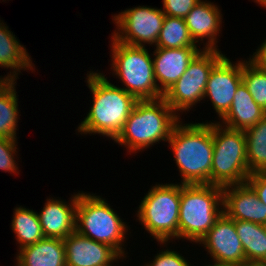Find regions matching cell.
I'll return each mask as SVG.
<instances>
[{
	"mask_svg": "<svg viewBox=\"0 0 266 266\" xmlns=\"http://www.w3.org/2000/svg\"><path fill=\"white\" fill-rule=\"evenodd\" d=\"M86 75V86L93 100L77 132L81 135L99 134L115 140L138 100L123 88L112 84L103 72L90 70Z\"/></svg>",
	"mask_w": 266,
	"mask_h": 266,
	"instance_id": "obj_1",
	"label": "cell"
},
{
	"mask_svg": "<svg viewBox=\"0 0 266 266\" xmlns=\"http://www.w3.org/2000/svg\"><path fill=\"white\" fill-rule=\"evenodd\" d=\"M182 185L210 184L213 160L212 122L183 123L173 128L167 141Z\"/></svg>",
	"mask_w": 266,
	"mask_h": 266,
	"instance_id": "obj_2",
	"label": "cell"
},
{
	"mask_svg": "<svg viewBox=\"0 0 266 266\" xmlns=\"http://www.w3.org/2000/svg\"><path fill=\"white\" fill-rule=\"evenodd\" d=\"M181 120L163 99L138 100L114 143L130 153L144 151L161 141L167 142Z\"/></svg>",
	"mask_w": 266,
	"mask_h": 266,
	"instance_id": "obj_3",
	"label": "cell"
},
{
	"mask_svg": "<svg viewBox=\"0 0 266 266\" xmlns=\"http://www.w3.org/2000/svg\"><path fill=\"white\" fill-rule=\"evenodd\" d=\"M223 213V187L181 184L179 240L198 244Z\"/></svg>",
	"mask_w": 266,
	"mask_h": 266,
	"instance_id": "obj_4",
	"label": "cell"
},
{
	"mask_svg": "<svg viewBox=\"0 0 266 266\" xmlns=\"http://www.w3.org/2000/svg\"><path fill=\"white\" fill-rule=\"evenodd\" d=\"M126 223L102 196L78 192L75 231L89 239L109 245L124 259L127 253L123 246L129 235L128 229L130 230Z\"/></svg>",
	"mask_w": 266,
	"mask_h": 266,
	"instance_id": "obj_5",
	"label": "cell"
},
{
	"mask_svg": "<svg viewBox=\"0 0 266 266\" xmlns=\"http://www.w3.org/2000/svg\"><path fill=\"white\" fill-rule=\"evenodd\" d=\"M111 70L122 88L137 100H156L163 97L154 75L152 54L148 48L131 46L111 35Z\"/></svg>",
	"mask_w": 266,
	"mask_h": 266,
	"instance_id": "obj_6",
	"label": "cell"
},
{
	"mask_svg": "<svg viewBox=\"0 0 266 266\" xmlns=\"http://www.w3.org/2000/svg\"><path fill=\"white\" fill-rule=\"evenodd\" d=\"M180 199V183H156L138 205L136 219L157 242L179 240Z\"/></svg>",
	"mask_w": 266,
	"mask_h": 266,
	"instance_id": "obj_7",
	"label": "cell"
},
{
	"mask_svg": "<svg viewBox=\"0 0 266 266\" xmlns=\"http://www.w3.org/2000/svg\"><path fill=\"white\" fill-rule=\"evenodd\" d=\"M212 120L213 160L210 184L225 187L246 183L250 176L245 131Z\"/></svg>",
	"mask_w": 266,
	"mask_h": 266,
	"instance_id": "obj_8",
	"label": "cell"
},
{
	"mask_svg": "<svg viewBox=\"0 0 266 266\" xmlns=\"http://www.w3.org/2000/svg\"><path fill=\"white\" fill-rule=\"evenodd\" d=\"M218 50H202L189 64L185 73L163 94V99L180 117L201 100L213 66L224 56Z\"/></svg>",
	"mask_w": 266,
	"mask_h": 266,
	"instance_id": "obj_9",
	"label": "cell"
},
{
	"mask_svg": "<svg viewBox=\"0 0 266 266\" xmlns=\"http://www.w3.org/2000/svg\"><path fill=\"white\" fill-rule=\"evenodd\" d=\"M115 15V16H114ZM112 15L116 30L112 36L119 42L146 47L156 45L165 14L162 9L151 6H135Z\"/></svg>",
	"mask_w": 266,
	"mask_h": 266,
	"instance_id": "obj_10",
	"label": "cell"
},
{
	"mask_svg": "<svg viewBox=\"0 0 266 266\" xmlns=\"http://www.w3.org/2000/svg\"><path fill=\"white\" fill-rule=\"evenodd\" d=\"M205 251L219 266H235L246 263L245 252L236 232L235 220L224 212L217 219L213 227L199 242Z\"/></svg>",
	"mask_w": 266,
	"mask_h": 266,
	"instance_id": "obj_11",
	"label": "cell"
},
{
	"mask_svg": "<svg viewBox=\"0 0 266 266\" xmlns=\"http://www.w3.org/2000/svg\"><path fill=\"white\" fill-rule=\"evenodd\" d=\"M242 82V59L232 62L224 55L211 69L204 99L209 98L220 120L230 109L235 92Z\"/></svg>",
	"mask_w": 266,
	"mask_h": 266,
	"instance_id": "obj_12",
	"label": "cell"
},
{
	"mask_svg": "<svg viewBox=\"0 0 266 266\" xmlns=\"http://www.w3.org/2000/svg\"><path fill=\"white\" fill-rule=\"evenodd\" d=\"M66 266H115L123 257L107 244L94 241L74 231L63 239ZM117 261V262H116Z\"/></svg>",
	"mask_w": 266,
	"mask_h": 266,
	"instance_id": "obj_13",
	"label": "cell"
},
{
	"mask_svg": "<svg viewBox=\"0 0 266 266\" xmlns=\"http://www.w3.org/2000/svg\"><path fill=\"white\" fill-rule=\"evenodd\" d=\"M223 212L233 220L266 225V205L247 182L223 187Z\"/></svg>",
	"mask_w": 266,
	"mask_h": 266,
	"instance_id": "obj_14",
	"label": "cell"
},
{
	"mask_svg": "<svg viewBox=\"0 0 266 266\" xmlns=\"http://www.w3.org/2000/svg\"><path fill=\"white\" fill-rule=\"evenodd\" d=\"M222 13L214 2L201 0L186 15L185 22L195 44L204 43L203 50H219L218 37L222 30ZM202 41V42H201ZM201 42V43H200Z\"/></svg>",
	"mask_w": 266,
	"mask_h": 266,
	"instance_id": "obj_15",
	"label": "cell"
},
{
	"mask_svg": "<svg viewBox=\"0 0 266 266\" xmlns=\"http://www.w3.org/2000/svg\"><path fill=\"white\" fill-rule=\"evenodd\" d=\"M153 66L158 89L164 94L203 50L198 47L154 48Z\"/></svg>",
	"mask_w": 266,
	"mask_h": 266,
	"instance_id": "obj_16",
	"label": "cell"
},
{
	"mask_svg": "<svg viewBox=\"0 0 266 266\" xmlns=\"http://www.w3.org/2000/svg\"><path fill=\"white\" fill-rule=\"evenodd\" d=\"M77 203V192L71 195L68 202L52 196L46 199L44 207L38 213L45 237L65 239L75 231Z\"/></svg>",
	"mask_w": 266,
	"mask_h": 266,
	"instance_id": "obj_17",
	"label": "cell"
},
{
	"mask_svg": "<svg viewBox=\"0 0 266 266\" xmlns=\"http://www.w3.org/2000/svg\"><path fill=\"white\" fill-rule=\"evenodd\" d=\"M32 57L3 20H0V67L9 69L2 80H17L21 70L35 72Z\"/></svg>",
	"mask_w": 266,
	"mask_h": 266,
	"instance_id": "obj_18",
	"label": "cell"
},
{
	"mask_svg": "<svg viewBox=\"0 0 266 266\" xmlns=\"http://www.w3.org/2000/svg\"><path fill=\"white\" fill-rule=\"evenodd\" d=\"M16 266H66L63 239L45 237L17 250Z\"/></svg>",
	"mask_w": 266,
	"mask_h": 266,
	"instance_id": "obj_19",
	"label": "cell"
},
{
	"mask_svg": "<svg viewBox=\"0 0 266 266\" xmlns=\"http://www.w3.org/2000/svg\"><path fill=\"white\" fill-rule=\"evenodd\" d=\"M265 115L266 111L254 101L242 81L235 92L230 109L218 122L228 128L245 131Z\"/></svg>",
	"mask_w": 266,
	"mask_h": 266,
	"instance_id": "obj_20",
	"label": "cell"
},
{
	"mask_svg": "<svg viewBox=\"0 0 266 266\" xmlns=\"http://www.w3.org/2000/svg\"><path fill=\"white\" fill-rule=\"evenodd\" d=\"M17 80H0V137L17 139L18 94L16 92ZM17 94V95H16Z\"/></svg>",
	"mask_w": 266,
	"mask_h": 266,
	"instance_id": "obj_21",
	"label": "cell"
},
{
	"mask_svg": "<svg viewBox=\"0 0 266 266\" xmlns=\"http://www.w3.org/2000/svg\"><path fill=\"white\" fill-rule=\"evenodd\" d=\"M246 262L266 264V225L235 220Z\"/></svg>",
	"mask_w": 266,
	"mask_h": 266,
	"instance_id": "obj_22",
	"label": "cell"
},
{
	"mask_svg": "<svg viewBox=\"0 0 266 266\" xmlns=\"http://www.w3.org/2000/svg\"><path fill=\"white\" fill-rule=\"evenodd\" d=\"M11 221L12 232L19 244L18 250L45 238L37 211L25 206L15 207Z\"/></svg>",
	"mask_w": 266,
	"mask_h": 266,
	"instance_id": "obj_23",
	"label": "cell"
},
{
	"mask_svg": "<svg viewBox=\"0 0 266 266\" xmlns=\"http://www.w3.org/2000/svg\"><path fill=\"white\" fill-rule=\"evenodd\" d=\"M245 139L250 174L266 172V115L245 130Z\"/></svg>",
	"mask_w": 266,
	"mask_h": 266,
	"instance_id": "obj_24",
	"label": "cell"
},
{
	"mask_svg": "<svg viewBox=\"0 0 266 266\" xmlns=\"http://www.w3.org/2000/svg\"><path fill=\"white\" fill-rule=\"evenodd\" d=\"M156 48L200 47L190 36L184 18L165 16Z\"/></svg>",
	"mask_w": 266,
	"mask_h": 266,
	"instance_id": "obj_25",
	"label": "cell"
},
{
	"mask_svg": "<svg viewBox=\"0 0 266 266\" xmlns=\"http://www.w3.org/2000/svg\"><path fill=\"white\" fill-rule=\"evenodd\" d=\"M242 81L254 101L266 111V72L259 69L249 59H242Z\"/></svg>",
	"mask_w": 266,
	"mask_h": 266,
	"instance_id": "obj_26",
	"label": "cell"
},
{
	"mask_svg": "<svg viewBox=\"0 0 266 266\" xmlns=\"http://www.w3.org/2000/svg\"><path fill=\"white\" fill-rule=\"evenodd\" d=\"M17 139L0 137V170L5 173L19 175V166L15 156H18ZM18 170V171H17Z\"/></svg>",
	"mask_w": 266,
	"mask_h": 266,
	"instance_id": "obj_27",
	"label": "cell"
},
{
	"mask_svg": "<svg viewBox=\"0 0 266 266\" xmlns=\"http://www.w3.org/2000/svg\"><path fill=\"white\" fill-rule=\"evenodd\" d=\"M160 246L164 245V248L155 254L154 259L150 262H145L143 266H190V261L187 262L188 259L184 258L180 252L174 251V249H168L166 245L169 242H158ZM190 263V264H189Z\"/></svg>",
	"mask_w": 266,
	"mask_h": 266,
	"instance_id": "obj_28",
	"label": "cell"
},
{
	"mask_svg": "<svg viewBox=\"0 0 266 266\" xmlns=\"http://www.w3.org/2000/svg\"><path fill=\"white\" fill-rule=\"evenodd\" d=\"M201 0H163L162 11L166 16L185 18Z\"/></svg>",
	"mask_w": 266,
	"mask_h": 266,
	"instance_id": "obj_29",
	"label": "cell"
},
{
	"mask_svg": "<svg viewBox=\"0 0 266 266\" xmlns=\"http://www.w3.org/2000/svg\"><path fill=\"white\" fill-rule=\"evenodd\" d=\"M257 193L259 200L266 205V172L250 174L246 181Z\"/></svg>",
	"mask_w": 266,
	"mask_h": 266,
	"instance_id": "obj_30",
	"label": "cell"
},
{
	"mask_svg": "<svg viewBox=\"0 0 266 266\" xmlns=\"http://www.w3.org/2000/svg\"><path fill=\"white\" fill-rule=\"evenodd\" d=\"M259 69L266 72V39L263 43L253 52V55L248 58Z\"/></svg>",
	"mask_w": 266,
	"mask_h": 266,
	"instance_id": "obj_31",
	"label": "cell"
},
{
	"mask_svg": "<svg viewBox=\"0 0 266 266\" xmlns=\"http://www.w3.org/2000/svg\"><path fill=\"white\" fill-rule=\"evenodd\" d=\"M235 266H266V264L246 262V263L235 265Z\"/></svg>",
	"mask_w": 266,
	"mask_h": 266,
	"instance_id": "obj_32",
	"label": "cell"
},
{
	"mask_svg": "<svg viewBox=\"0 0 266 266\" xmlns=\"http://www.w3.org/2000/svg\"><path fill=\"white\" fill-rule=\"evenodd\" d=\"M254 2L266 8V0H254Z\"/></svg>",
	"mask_w": 266,
	"mask_h": 266,
	"instance_id": "obj_33",
	"label": "cell"
},
{
	"mask_svg": "<svg viewBox=\"0 0 266 266\" xmlns=\"http://www.w3.org/2000/svg\"><path fill=\"white\" fill-rule=\"evenodd\" d=\"M190 266H192V265H190ZM205 266H219V265H216V264L212 263V264H209V265L206 264Z\"/></svg>",
	"mask_w": 266,
	"mask_h": 266,
	"instance_id": "obj_34",
	"label": "cell"
}]
</instances>
